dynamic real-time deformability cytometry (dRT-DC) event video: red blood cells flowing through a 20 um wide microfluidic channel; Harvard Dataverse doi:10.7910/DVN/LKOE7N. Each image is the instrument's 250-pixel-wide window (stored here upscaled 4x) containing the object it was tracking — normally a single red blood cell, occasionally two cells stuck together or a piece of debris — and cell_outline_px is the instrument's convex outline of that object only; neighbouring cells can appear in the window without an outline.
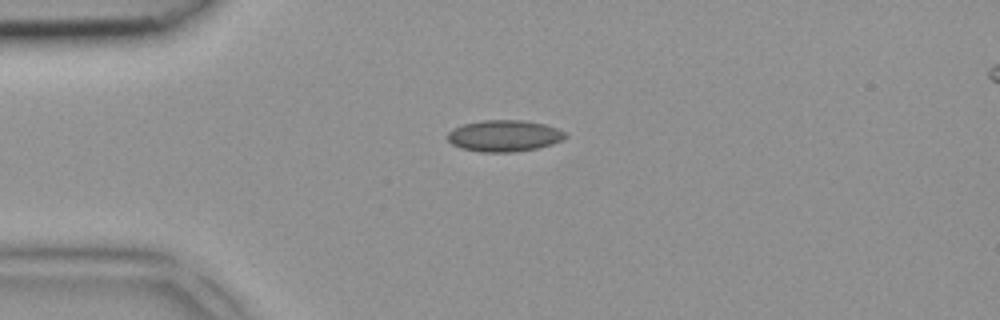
{"species": "common noctule bat (a hibernating species)", "species_latin": "Nyctalus noctula", "temperature_condition": "room temperature", "stored_images_in_passage": 4, "camera_frame_rate_fps": 3000, "um_per_image_px": 0.085, "animal": {"sex": "female", "body_mass_g": 18.4}, "frame": {"image": 1, "passage_image": 3, "time_ms": 0.667, "image_size_px": [1000, 320], "cell_outline_px": [[568, 136], [564, 140], [552, 144], [536, 148], [516, 152], [480, 152], [460, 148], [452, 144], [448, 140], [448, 132], [452, 128], [464, 124], [480, 120], [524, 120], [544, 124], [568, 132]], "centroid_in_image_um": [42.88, 11.54], "position_along_channel_um": 42.1, "area_um2": 21.85}}